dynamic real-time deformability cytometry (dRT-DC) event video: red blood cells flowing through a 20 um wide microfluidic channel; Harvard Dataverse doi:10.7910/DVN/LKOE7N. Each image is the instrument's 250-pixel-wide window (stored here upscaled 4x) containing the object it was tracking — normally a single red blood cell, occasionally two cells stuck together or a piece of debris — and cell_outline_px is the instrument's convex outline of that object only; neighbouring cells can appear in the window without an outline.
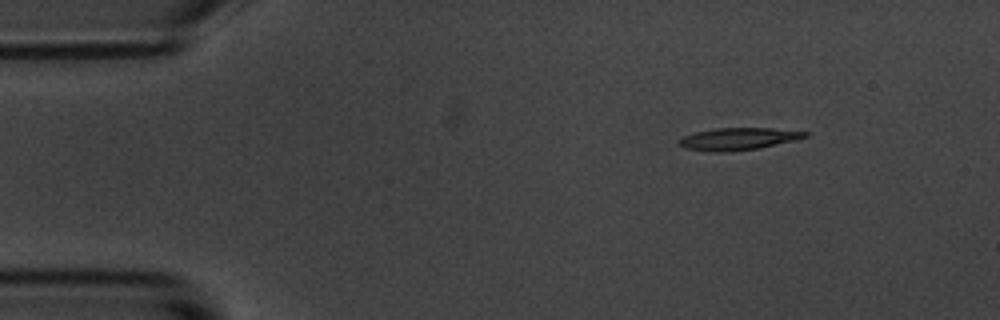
{"species": "common noctule bat (a hibernating species)", "species_latin": "Nyctalus noctula", "temperature_condition": "room temperature", "stored_images_in_passage": 4, "camera_frame_rate_fps": 3000, "um_per_image_px": 0.085, "animal": {"sex": "male", "body_mass_g": 20.1, "forearm_length_mm": 53.5}, "frame": {"image": 1, "passage_image": 1, "time_ms": 0.0, "image_size_px": [1000, 320], "cell_outline_px": [[808, 136], [796, 140], [760, 148], [728, 152], [712, 152], [684, 148], [680, 144], [680, 136], [696, 132], [716, 128], [772, 128], [808, 132]], "centroid_in_image_um": [62.75, 11.81], "position_along_channel_um": 22.3, "area_um2": 16.36}}
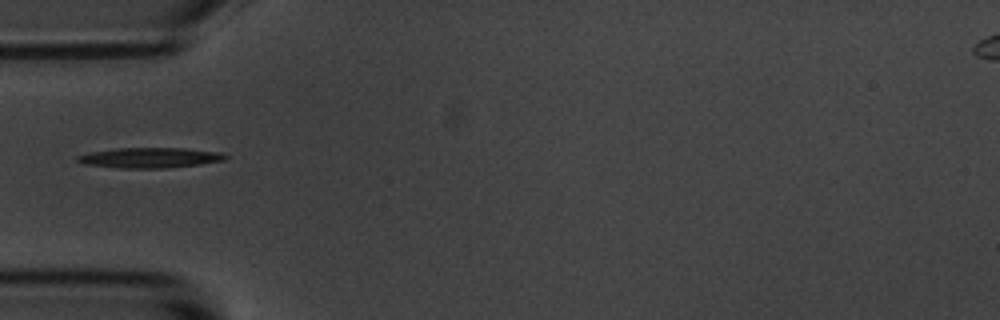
{"frame": {"image": 2, "passage_image": 4, "time_ms": 3.333, "image_size_px": [1000, 320], "cell_outline_px": [[228, 160], [200, 164], [168, 168], [120, 168], [84, 164], [76, 160], [76, 156], [92, 152], [116, 148], [184, 148], [224, 152], [228, 156]], "centroid_in_image_um": [12.82, 13.4], "position_along_channel_um": 72.2, "area_um2": 17.63}}